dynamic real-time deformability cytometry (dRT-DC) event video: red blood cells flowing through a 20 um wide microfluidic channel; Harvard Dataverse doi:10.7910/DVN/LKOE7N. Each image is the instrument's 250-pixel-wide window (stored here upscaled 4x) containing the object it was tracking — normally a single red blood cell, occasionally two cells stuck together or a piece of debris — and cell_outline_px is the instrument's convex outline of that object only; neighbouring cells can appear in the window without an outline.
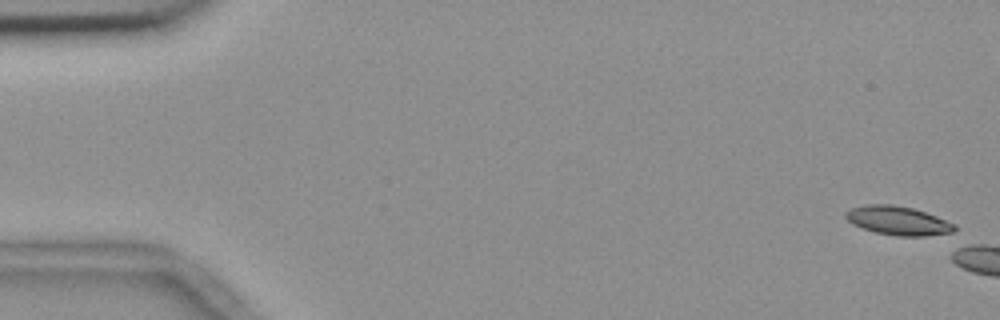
{"species": "common noctule bat (a hibernating species)", "species_latin": "Nyctalus noctula", "temperature_condition": "room temperature", "stored_images_in_passage": 5, "camera_frame_rate_fps": 3000, "um_per_image_px": 0.085, "animal": {"sex": "female", "body_mass_g": 18.4}, "frame": {"image": 1, "passage_image": 1, "time_ms": 0.0, "image_size_px": [1000, 320], "cell_outline_px": [[956, 228], [952, 236], [896, 236], [876, 232], [852, 224], [844, 216], [844, 212], [852, 208], [868, 204], [892, 204], [912, 208], [936, 216], [956, 224]], "centroid_in_image_um": [76.42, 18.78], "position_along_channel_um": 8.6, "area_um2": 18.61}}